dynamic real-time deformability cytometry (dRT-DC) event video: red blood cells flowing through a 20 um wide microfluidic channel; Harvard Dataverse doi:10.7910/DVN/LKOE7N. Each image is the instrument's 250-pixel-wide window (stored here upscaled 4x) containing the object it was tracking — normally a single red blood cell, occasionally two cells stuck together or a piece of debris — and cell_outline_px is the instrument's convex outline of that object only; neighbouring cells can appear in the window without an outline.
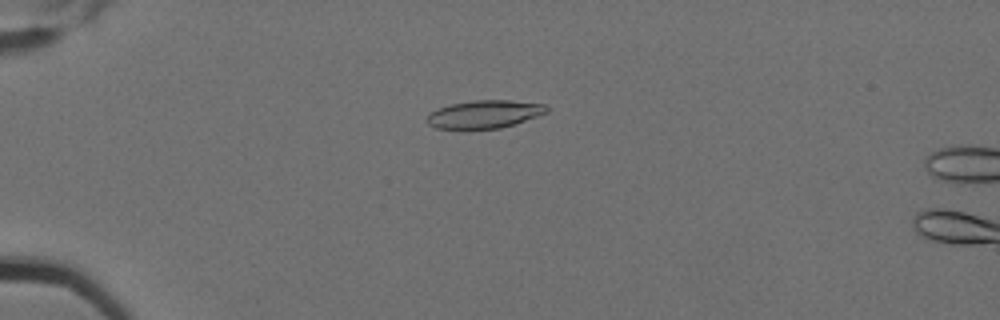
{"species": "Egyptian fruit bat (a non-hibernating species)", "species_latin": "Rousettus aegyptiacus", "temperature_condition": "cold", "stored_images_in_passage": 4, "camera_frame_rate_fps": 3000, "um_per_image_px": 0.085, "animal": {"sex": "female"}, "frame": {"image": 1, "passage_image": 3, "time_ms": 0.667, "image_size_px": [1000, 320], "cell_outline_px": [[548, 112], [500, 128], [436, 128], [428, 124], [428, 116], [432, 112], [440, 108], [452, 104], [476, 100], [508, 100], [544, 104], [548, 108]], "centroid_in_image_um": [41.2, 9.69], "position_along_channel_um": 43.8, "area_um2": 18.84}}